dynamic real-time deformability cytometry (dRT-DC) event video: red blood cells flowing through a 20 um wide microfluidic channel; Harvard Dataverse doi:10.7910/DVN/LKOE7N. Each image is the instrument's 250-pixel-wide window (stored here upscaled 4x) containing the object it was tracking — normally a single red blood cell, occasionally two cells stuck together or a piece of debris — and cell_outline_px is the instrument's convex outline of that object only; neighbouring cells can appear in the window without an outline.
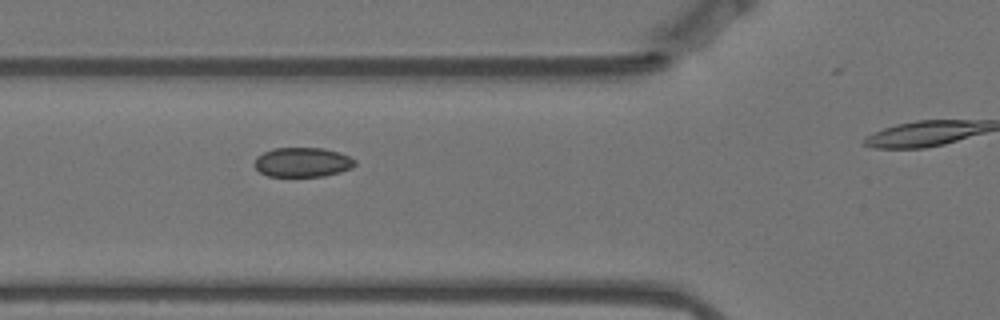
{"species": "Egyptian fruit bat (a non-hibernating species)", "species_latin": "Rousettus aegyptiacus", "temperature_condition": "warm", "stored_images_in_passage": 20, "camera_frame_rate_fps": 3000, "um_per_image_px": 0.085, "animal": {"sex": "female"}, "frame": {"image": 1, "passage_image": 15, "time_ms": 4.667, "image_size_px": [1000, 320], "cell_outline_px": [[356, 164], [352, 168], [340, 172], [324, 176], [268, 176], [260, 172], [252, 164], [256, 156], [272, 148], [324, 148], [348, 156], [356, 160]], "centroid_in_image_um": [25.68, 13.79], "position_along_channel_um": 100.1, "area_um2": 17.34}}
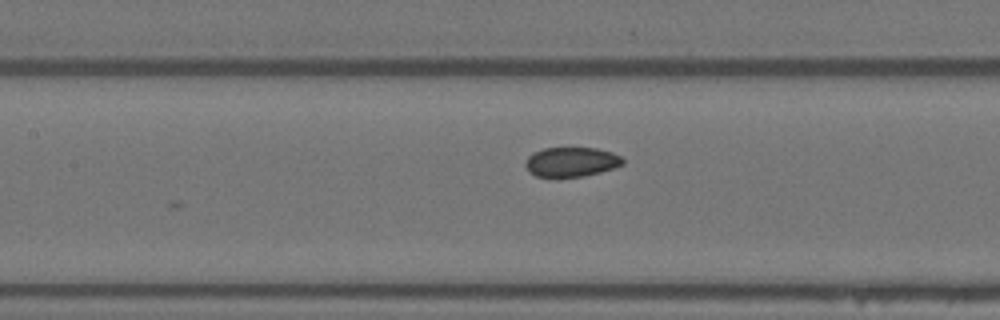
{"frame": {"image": 2, "passage_image": 20, "time_ms": 6.333, "image_size_px": [1000, 320], "cell_outline_px": [[624, 164], [600, 172], [584, 176], [536, 176], [528, 172], [524, 164], [528, 156], [532, 152], [544, 148], [596, 148], [612, 152], [620, 156], [624, 160]], "centroid_in_image_um": [48.54, 13.75], "position_along_channel_um": 158.9, "area_um2": 16.7}}